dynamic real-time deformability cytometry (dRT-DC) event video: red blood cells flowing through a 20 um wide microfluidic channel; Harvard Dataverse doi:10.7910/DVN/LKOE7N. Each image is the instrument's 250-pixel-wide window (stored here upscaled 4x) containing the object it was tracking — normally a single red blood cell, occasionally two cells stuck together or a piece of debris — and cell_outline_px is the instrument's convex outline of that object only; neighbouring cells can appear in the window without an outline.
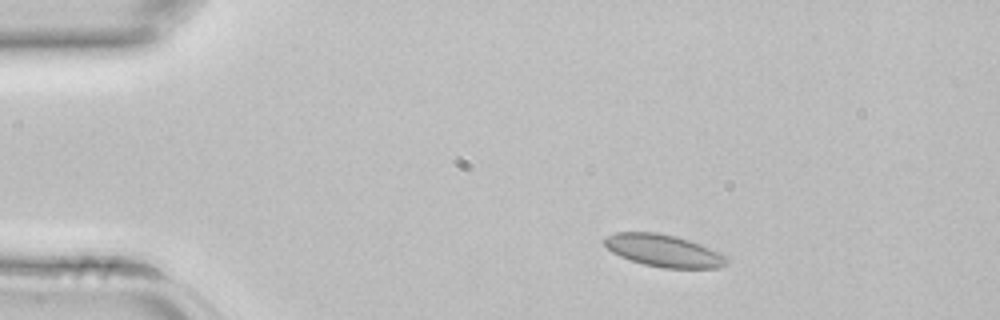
{"species": "common noctule bat (a hibernating species)", "species_latin": "Nyctalus noctula", "temperature_condition": "room temperature", "stored_images_in_passage": 3, "camera_frame_rate_fps": 3000, "um_per_image_px": 0.085, "animal": {"sex": "female", "body_mass_g": 22.7, "forearm_length_mm": 54.2}, "frame": {"image": 1, "passage_image": 1, "time_ms": 0.0, "image_size_px": [1000, 320], "cell_outline_px": [[728, 264], [720, 268], [664, 268], [644, 264], [620, 256], [612, 252], [604, 244], [604, 236], [616, 232], [656, 232], [676, 236], [700, 244], [720, 252], [728, 256]], "centroid_in_image_um": [56.44, 21.3], "position_along_channel_um": 28.6, "area_um2": 23.06}}
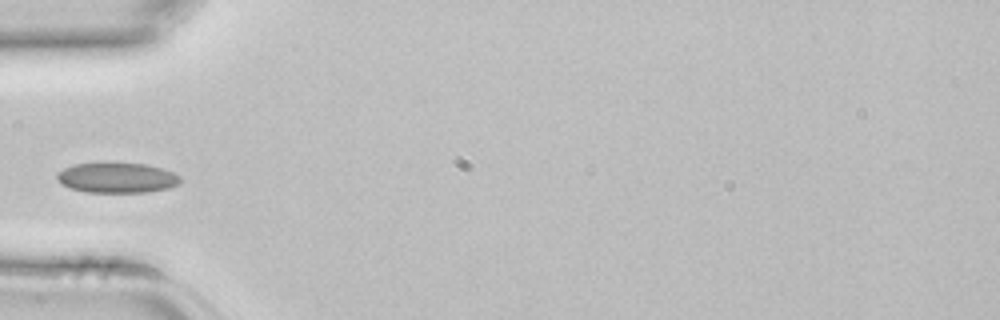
{"frame": {"image": 2, "passage_image": 3, "time_ms": 0.667, "image_size_px": [1000, 320], "cell_outline_px": [[180, 184], [168, 188], [148, 192], [84, 192], [68, 188], [60, 184], [56, 180], [56, 172], [72, 164], [104, 160], [148, 164], [172, 172], [180, 176]], "centroid_in_image_um": [9.86, 15.07], "position_along_channel_um": 75.1, "area_um2": 22.77}}